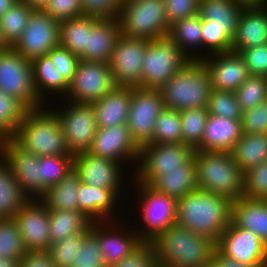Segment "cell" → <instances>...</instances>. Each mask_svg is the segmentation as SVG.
Segmentation results:
<instances>
[{"instance_id": "cell-1", "label": "cell", "mask_w": 267, "mask_h": 267, "mask_svg": "<svg viewBox=\"0 0 267 267\" xmlns=\"http://www.w3.org/2000/svg\"><path fill=\"white\" fill-rule=\"evenodd\" d=\"M232 201L197 189L177 201L176 224L217 243L231 222Z\"/></svg>"}, {"instance_id": "cell-2", "label": "cell", "mask_w": 267, "mask_h": 267, "mask_svg": "<svg viewBox=\"0 0 267 267\" xmlns=\"http://www.w3.org/2000/svg\"><path fill=\"white\" fill-rule=\"evenodd\" d=\"M158 267H209L216 242L177 224L151 241Z\"/></svg>"}, {"instance_id": "cell-3", "label": "cell", "mask_w": 267, "mask_h": 267, "mask_svg": "<svg viewBox=\"0 0 267 267\" xmlns=\"http://www.w3.org/2000/svg\"><path fill=\"white\" fill-rule=\"evenodd\" d=\"M47 106L48 104L27 110L12 139L25 151L39 157L72 155L67 147L59 118Z\"/></svg>"}, {"instance_id": "cell-4", "label": "cell", "mask_w": 267, "mask_h": 267, "mask_svg": "<svg viewBox=\"0 0 267 267\" xmlns=\"http://www.w3.org/2000/svg\"><path fill=\"white\" fill-rule=\"evenodd\" d=\"M160 91L165 108L182 111L207 108L213 87L210 74L201 59H191Z\"/></svg>"}, {"instance_id": "cell-5", "label": "cell", "mask_w": 267, "mask_h": 267, "mask_svg": "<svg viewBox=\"0 0 267 267\" xmlns=\"http://www.w3.org/2000/svg\"><path fill=\"white\" fill-rule=\"evenodd\" d=\"M198 189L222 195L232 202L243 194L244 173L230 152L195 150Z\"/></svg>"}, {"instance_id": "cell-6", "label": "cell", "mask_w": 267, "mask_h": 267, "mask_svg": "<svg viewBox=\"0 0 267 267\" xmlns=\"http://www.w3.org/2000/svg\"><path fill=\"white\" fill-rule=\"evenodd\" d=\"M118 19L125 37L159 39L168 37L171 29L164 0H125Z\"/></svg>"}, {"instance_id": "cell-7", "label": "cell", "mask_w": 267, "mask_h": 267, "mask_svg": "<svg viewBox=\"0 0 267 267\" xmlns=\"http://www.w3.org/2000/svg\"><path fill=\"white\" fill-rule=\"evenodd\" d=\"M195 149L184 143L146 144L131 176L138 183L150 185L166 171L185 170L194 161Z\"/></svg>"}, {"instance_id": "cell-8", "label": "cell", "mask_w": 267, "mask_h": 267, "mask_svg": "<svg viewBox=\"0 0 267 267\" xmlns=\"http://www.w3.org/2000/svg\"><path fill=\"white\" fill-rule=\"evenodd\" d=\"M130 179L134 182L130 184H134L133 186L137 184L134 190H139L137 196L140 197L137 199L140 201H137L140 205L137 210L141 212L142 224L139 226L135 224L136 228H139L136 231L143 242H151L160 233H164L169 227L176 224L178 200L155 191L149 185Z\"/></svg>"}, {"instance_id": "cell-9", "label": "cell", "mask_w": 267, "mask_h": 267, "mask_svg": "<svg viewBox=\"0 0 267 267\" xmlns=\"http://www.w3.org/2000/svg\"><path fill=\"white\" fill-rule=\"evenodd\" d=\"M142 66V88L160 89L190 59L168 36L149 41Z\"/></svg>"}, {"instance_id": "cell-10", "label": "cell", "mask_w": 267, "mask_h": 267, "mask_svg": "<svg viewBox=\"0 0 267 267\" xmlns=\"http://www.w3.org/2000/svg\"><path fill=\"white\" fill-rule=\"evenodd\" d=\"M0 90L16 98L28 110L46 104L36 93L32 62L13 47L0 53Z\"/></svg>"}, {"instance_id": "cell-11", "label": "cell", "mask_w": 267, "mask_h": 267, "mask_svg": "<svg viewBox=\"0 0 267 267\" xmlns=\"http://www.w3.org/2000/svg\"><path fill=\"white\" fill-rule=\"evenodd\" d=\"M116 87L109 63L80 59L74 77L69 83L66 97L61 98L78 103H93Z\"/></svg>"}, {"instance_id": "cell-12", "label": "cell", "mask_w": 267, "mask_h": 267, "mask_svg": "<svg viewBox=\"0 0 267 267\" xmlns=\"http://www.w3.org/2000/svg\"><path fill=\"white\" fill-rule=\"evenodd\" d=\"M68 102L65 101V109L52 110L59 118L70 153L88 152L98 129L94 107L92 103Z\"/></svg>"}, {"instance_id": "cell-13", "label": "cell", "mask_w": 267, "mask_h": 267, "mask_svg": "<svg viewBox=\"0 0 267 267\" xmlns=\"http://www.w3.org/2000/svg\"><path fill=\"white\" fill-rule=\"evenodd\" d=\"M164 109L160 89L132 88L127 126L140 149L146 144H152L156 121Z\"/></svg>"}, {"instance_id": "cell-14", "label": "cell", "mask_w": 267, "mask_h": 267, "mask_svg": "<svg viewBox=\"0 0 267 267\" xmlns=\"http://www.w3.org/2000/svg\"><path fill=\"white\" fill-rule=\"evenodd\" d=\"M0 155L9 164L23 193L30 200L42 199L49 188L41 178L40 157L25 151L12 138L0 141Z\"/></svg>"}, {"instance_id": "cell-15", "label": "cell", "mask_w": 267, "mask_h": 267, "mask_svg": "<svg viewBox=\"0 0 267 267\" xmlns=\"http://www.w3.org/2000/svg\"><path fill=\"white\" fill-rule=\"evenodd\" d=\"M58 46H60V22L43 10H33L27 27L13 48L32 62L34 59L47 56Z\"/></svg>"}, {"instance_id": "cell-16", "label": "cell", "mask_w": 267, "mask_h": 267, "mask_svg": "<svg viewBox=\"0 0 267 267\" xmlns=\"http://www.w3.org/2000/svg\"><path fill=\"white\" fill-rule=\"evenodd\" d=\"M149 39L121 36L109 61L117 87L142 88V66Z\"/></svg>"}, {"instance_id": "cell-17", "label": "cell", "mask_w": 267, "mask_h": 267, "mask_svg": "<svg viewBox=\"0 0 267 267\" xmlns=\"http://www.w3.org/2000/svg\"><path fill=\"white\" fill-rule=\"evenodd\" d=\"M140 148L133 141L127 124L97 129L89 153L119 163L134 164L135 170L140 159ZM133 161V162H132ZM137 161V163H136ZM131 162V163H130Z\"/></svg>"}, {"instance_id": "cell-18", "label": "cell", "mask_w": 267, "mask_h": 267, "mask_svg": "<svg viewBox=\"0 0 267 267\" xmlns=\"http://www.w3.org/2000/svg\"><path fill=\"white\" fill-rule=\"evenodd\" d=\"M27 252H48L51 246L49 208L41 200H29L14 217Z\"/></svg>"}, {"instance_id": "cell-19", "label": "cell", "mask_w": 267, "mask_h": 267, "mask_svg": "<svg viewBox=\"0 0 267 267\" xmlns=\"http://www.w3.org/2000/svg\"><path fill=\"white\" fill-rule=\"evenodd\" d=\"M224 256L246 264H267V245L254 232L232 221L216 243Z\"/></svg>"}, {"instance_id": "cell-20", "label": "cell", "mask_w": 267, "mask_h": 267, "mask_svg": "<svg viewBox=\"0 0 267 267\" xmlns=\"http://www.w3.org/2000/svg\"><path fill=\"white\" fill-rule=\"evenodd\" d=\"M122 163L98 157L89 152L74 155V171L81 182L98 188L112 190L121 198L123 182ZM123 182V183H122Z\"/></svg>"}, {"instance_id": "cell-21", "label": "cell", "mask_w": 267, "mask_h": 267, "mask_svg": "<svg viewBox=\"0 0 267 267\" xmlns=\"http://www.w3.org/2000/svg\"><path fill=\"white\" fill-rule=\"evenodd\" d=\"M112 222L114 221L92 222L91 226V233L99 240L100 249L108 267L128 257L143 243L135 229L128 231L124 230L126 227L119 225L120 229L119 222L117 224Z\"/></svg>"}, {"instance_id": "cell-22", "label": "cell", "mask_w": 267, "mask_h": 267, "mask_svg": "<svg viewBox=\"0 0 267 267\" xmlns=\"http://www.w3.org/2000/svg\"><path fill=\"white\" fill-rule=\"evenodd\" d=\"M267 44V0H249L243 7L231 51Z\"/></svg>"}, {"instance_id": "cell-23", "label": "cell", "mask_w": 267, "mask_h": 267, "mask_svg": "<svg viewBox=\"0 0 267 267\" xmlns=\"http://www.w3.org/2000/svg\"><path fill=\"white\" fill-rule=\"evenodd\" d=\"M201 61L210 74L213 89L235 92L250 76L244 60L237 52L229 51L204 56Z\"/></svg>"}, {"instance_id": "cell-24", "label": "cell", "mask_w": 267, "mask_h": 267, "mask_svg": "<svg viewBox=\"0 0 267 267\" xmlns=\"http://www.w3.org/2000/svg\"><path fill=\"white\" fill-rule=\"evenodd\" d=\"M121 36L118 17L100 18L88 33L87 46L79 58L85 61L109 63Z\"/></svg>"}, {"instance_id": "cell-25", "label": "cell", "mask_w": 267, "mask_h": 267, "mask_svg": "<svg viewBox=\"0 0 267 267\" xmlns=\"http://www.w3.org/2000/svg\"><path fill=\"white\" fill-rule=\"evenodd\" d=\"M132 100V88L116 87L102 99L92 103L98 129L127 124Z\"/></svg>"}, {"instance_id": "cell-26", "label": "cell", "mask_w": 267, "mask_h": 267, "mask_svg": "<svg viewBox=\"0 0 267 267\" xmlns=\"http://www.w3.org/2000/svg\"><path fill=\"white\" fill-rule=\"evenodd\" d=\"M77 198L79 211L92 222L116 219V217H113L115 212L114 214L112 213L113 211L117 212L115 207L121 201L118 200L119 197L112 190L98 188L81 182Z\"/></svg>"}, {"instance_id": "cell-27", "label": "cell", "mask_w": 267, "mask_h": 267, "mask_svg": "<svg viewBox=\"0 0 267 267\" xmlns=\"http://www.w3.org/2000/svg\"><path fill=\"white\" fill-rule=\"evenodd\" d=\"M242 134L241 121L209 115L202 143L195 150L230 152Z\"/></svg>"}, {"instance_id": "cell-28", "label": "cell", "mask_w": 267, "mask_h": 267, "mask_svg": "<svg viewBox=\"0 0 267 267\" xmlns=\"http://www.w3.org/2000/svg\"><path fill=\"white\" fill-rule=\"evenodd\" d=\"M231 221L254 232L267 245V200L240 197L233 201Z\"/></svg>"}, {"instance_id": "cell-29", "label": "cell", "mask_w": 267, "mask_h": 267, "mask_svg": "<svg viewBox=\"0 0 267 267\" xmlns=\"http://www.w3.org/2000/svg\"><path fill=\"white\" fill-rule=\"evenodd\" d=\"M149 186L177 200L196 191L198 186L195 160L185 170L166 171Z\"/></svg>"}, {"instance_id": "cell-30", "label": "cell", "mask_w": 267, "mask_h": 267, "mask_svg": "<svg viewBox=\"0 0 267 267\" xmlns=\"http://www.w3.org/2000/svg\"><path fill=\"white\" fill-rule=\"evenodd\" d=\"M169 37L178 45V47L190 60L201 59L204 57L203 53L198 54L196 50L199 47L198 51L202 48L199 52L202 50L204 51L202 39V18L199 13L172 24Z\"/></svg>"}, {"instance_id": "cell-31", "label": "cell", "mask_w": 267, "mask_h": 267, "mask_svg": "<svg viewBox=\"0 0 267 267\" xmlns=\"http://www.w3.org/2000/svg\"><path fill=\"white\" fill-rule=\"evenodd\" d=\"M29 200L9 164L0 155V219L14 218Z\"/></svg>"}, {"instance_id": "cell-32", "label": "cell", "mask_w": 267, "mask_h": 267, "mask_svg": "<svg viewBox=\"0 0 267 267\" xmlns=\"http://www.w3.org/2000/svg\"><path fill=\"white\" fill-rule=\"evenodd\" d=\"M32 67L35 90L44 103L47 92L51 94L54 92L55 95H63L62 97H65L69 84L63 79L48 55L34 59Z\"/></svg>"}, {"instance_id": "cell-33", "label": "cell", "mask_w": 267, "mask_h": 267, "mask_svg": "<svg viewBox=\"0 0 267 267\" xmlns=\"http://www.w3.org/2000/svg\"><path fill=\"white\" fill-rule=\"evenodd\" d=\"M230 153L243 173L257 167L267 160V133L242 134Z\"/></svg>"}, {"instance_id": "cell-34", "label": "cell", "mask_w": 267, "mask_h": 267, "mask_svg": "<svg viewBox=\"0 0 267 267\" xmlns=\"http://www.w3.org/2000/svg\"><path fill=\"white\" fill-rule=\"evenodd\" d=\"M51 245L80 232H91L92 221L80 211L49 210Z\"/></svg>"}, {"instance_id": "cell-35", "label": "cell", "mask_w": 267, "mask_h": 267, "mask_svg": "<svg viewBox=\"0 0 267 267\" xmlns=\"http://www.w3.org/2000/svg\"><path fill=\"white\" fill-rule=\"evenodd\" d=\"M81 184L79 175L73 170L59 183L50 187L41 199L49 210L79 211L78 190Z\"/></svg>"}, {"instance_id": "cell-36", "label": "cell", "mask_w": 267, "mask_h": 267, "mask_svg": "<svg viewBox=\"0 0 267 267\" xmlns=\"http://www.w3.org/2000/svg\"><path fill=\"white\" fill-rule=\"evenodd\" d=\"M249 0H200L199 14L209 25L237 26L240 13Z\"/></svg>"}, {"instance_id": "cell-37", "label": "cell", "mask_w": 267, "mask_h": 267, "mask_svg": "<svg viewBox=\"0 0 267 267\" xmlns=\"http://www.w3.org/2000/svg\"><path fill=\"white\" fill-rule=\"evenodd\" d=\"M99 17H82L60 22V46L79 56L87 46L88 33Z\"/></svg>"}, {"instance_id": "cell-38", "label": "cell", "mask_w": 267, "mask_h": 267, "mask_svg": "<svg viewBox=\"0 0 267 267\" xmlns=\"http://www.w3.org/2000/svg\"><path fill=\"white\" fill-rule=\"evenodd\" d=\"M32 8L18 0L2 17L0 28L8 44L13 47L29 23Z\"/></svg>"}, {"instance_id": "cell-39", "label": "cell", "mask_w": 267, "mask_h": 267, "mask_svg": "<svg viewBox=\"0 0 267 267\" xmlns=\"http://www.w3.org/2000/svg\"><path fill=\"white\" fill-rule=\"evenodd\" d=\"M27 108L0 90V139L12 138L23 122Z\"/></svg>"}, {"instance_id": "cell-40", "label": "cell", "mask_w": 267, "mask_h": 267, "mask_svg": "<svg viewBox=\"0 0 267 267\" xmlns=\"http://www.w3.org/2000/svg\"><path fill=\"white\" fill-rule=\"evenodd\" d=\"M183 143L196 149L203 140L209 118L207 108H193L180 111Z\"/></svg>"}, {"instance_id": "cell-41", "label": "cell", "mask_w": 267, "mask_h": 267, "mask_svg": "<svg viewBox=\"0 0 267 267\" xmlns=\"http://www.w3.org/2000/svg\"><path fill=\"white\" fill-rule=\"evenodd\" d=\"M27 253L14 218L0 219V257L21 260Z\"/></svg>"}, {"instance_id": "cell-42", "label": "cell", "mask_w": 267, "mask_h": 267, "mask_svg": "<svg viewBox=\"0 0 267 267\" xmlns=\"http://www.w3.org/2000/svg\"><path fill=\"white\" fill-rule=\"evenodd\" d=\"M236 27L209 25V20H202L203 48L205 53L207 50L205 56L231 51Z\"/></svg>"}, {"instance_id": "cell-43", "label": "cell", "mask_w": 267, "mask_h": 267, "mask_svg": "<svg viewBox=\"0 0 267 267\" xmlns=\"http://www.w3.org/2000/svg\"><path fill=\"white\" fill-rule=\"evenodd\" d=\"M152 143H183L180 111L165 108L161 112L155 124Z\"/></svg>"}, {"instance_id": "cell-44", "label": "cell", "mask_w": 267, "mask_h": 267, "mask_svg": "<svg viewBox=\"0 0 267 267\" xmlns=\"http://www.w3.org/2000/svg\"><path fill=\"white\" fill-rule=\"evenodd\" d=\"M244 112L267 100V77L250 75L235 91Z\"/></svg>"}, {"instance_id": "cell-45", "label": "cell", "mask_w": 267, "mask_h": 267, "mask_svg": "<svg viewBox=\"0 0 267 267\" xmlns=\"http://www.w3.org/2000/svg\"><path fill=\"white\" fill-rule=\"evenodd\" d=\"M90 232H80L53 243L49 248V255L56 267H72L80 251L84 238Z\"/></svg>"}, {"instance_id": "cell-46", "label": "cell", "mask_w": 267, "mask_h": 267, "mask_svg": "<svg viewBox=\"0 0 267 267\" xmlns=\"http://www.w3.org/2000/svg\"><path fill=\"white\" fill-rule=\"evenodd\" d=\"M41 178L50 188L74 170V155L41 156Z\"/></svg>"}, {"instance_id": "cell-47", "label": "cell", "mask_w": 267, "mask_h": 267, "mask_svg": "<svg viewBox=\"0 0 267 267\" xmlns=\"http://www.w3.org/2000/svg\"><path fill=\"white\" fill-rule=\"evenodd\" d=\"M209 115L241 121L243 111L235 92L213 89L207 106Z\"/></svg>"}, {"instance_id": "cell-48", "label": "cell", "mask_w": 267, "mask_h": 267, "mask_svg": "<svg viewBox=\"0 0 267 267\" xmlns=\"http://www.w3.org/2000/svg\"><path fill=\"white\" fill-rule=\"evenodd\" d=\"M242 197L267 200V160L244 172Z\"/></svg>"}, {"instance_id": "cell-49", "label": "cell", "mask_w": 267, "mask_h": 267, "mask_svg": "<svg viewBox=\"0 0 267 267\" xmlns=\"http://www.w3.org/2000/svg\"><path fill=\"white\" fill-rule=\"evenodd\" d=\"M72 267H108L101 252L99 240L91 232L84 238Z\"/></svg>"}, {"instance_id": "cell-50", "label": "cell", "mask_w": 267, "mask_h": 267, "mask_svg": "<svg viewBox=\"0 0 267 267\" xmlns=\"http://www.w3.org/2000/svg\"><path fill=\"white\" fill-rule=\"evenodd\" d=\"M42 10L59 22L84 16L81 0H48Z\"/></svg>"}, {"instance_id": "cell-51", "label": "cell", "mask_w": 267, "mask_h": 267, "mask_svg": "<svg viewBox=\"0 0 267 267\" xmlns=\"http://www.w3.org/2000/svg\"><path fill=\"white\" fill-rule=\"evenodd\" d=\"M243 134L267 133V100L242 113Z\"/></svg>"}, {"instance_id": "cell-52", "label": "cell", "mask_w": 267, "mask_h": 267, "mask_svg": "<svg viewBox=\"0 0 267 267\" xmlns=\"http://www.w3.org/2000/svg\"><path fill=\"white\" fill-rule=\"evenodd\" d=\"M48 56L51 58L52 63L57 67L63 79L69 84L74 77L77 66L79 64V56L73 54L68 49L58 46L53 48Z\"/></svg>"}, {"instance_id": "cell-53", "label": "cell", "mask_w": 267, "mask_h": 267, "mask_svg": "<svg viewBox=\"0 0 267 267\" xmlns=\"http://www.w3.org/2000/svg\"><path fill=\"white\" fill-rule=\"evenodd\" d=\"M250 75L267 77V44L240 50Z\"/></svg>"}, {"instance_id": "cell-54", "label": "cell", "mask_w": 267, "mask_h": 267, "mask_svg": "<svg viewBox=\"0 0 267 267\" xmlns=\"http://www.w3.org/2000/svg\"><path fill=\"white\" fill-rule=\"evenodd\" d=\"M166 18L171 26L199 13L200 0H164Z\"/></svg>"}, {"instance_id": "cell-55", "label": "cell", "mask_w": 267, "mask_h": 267, "mask_svg": "<svg viewBox=\"0 0 267 267\" xmlns=\"http://www.w3.org/2000/svg\"><path fill=\"white\" fill-rule=\"evenodd\" d=\"M84 15L116 18L125 0H81Z\"/></svg>"}, {"instance_id": "cell-56", "label": "cell", "mask_w": 267, "mask_h": 267, "mask_svg": "<svg viewBox=\"0 0 267 267\" xmlns=\"http://www.w3.org/2000/svg\"><path fill=\"white\" fill-rule=\"evenodd\" d=\"M109 267H158L152 243L143 242L128 257Z\"/></svg>"}, {"instance_id": "cell-57", "label": "cell", "mask_w": 267, "mask_h": 267, "mask_svg": "<svg viewBox=\"0 0 267 267\" xmlns=\"http://www.w3.org/2000/svg\"><path fill=\"white\" fill-rule=\"evenodd\" d=\"M19 267H56L48 252H27Z\"/></svg>"}, {"instance_id": "cell-58", "label": "cell", "mask_w": 267, "mask_h": 267, "mask_svg": "<svg viewBox=\"0 0 267 267\" xmlns=\"http://www.w3.org/2000/svg\"><path fill=\"white\" fill-rule=\"evenodd\" d=\"M209 267H267V264H246L222 255L217 249Z\"/></svg>"}, {"instance_id": "cell-59", "label": "cell", "mask_w": 267, "mask_h": 267, "mask_svg": "<svg viewBox=\"0 0 267 267\" xmlns=\"http://www.w3.org/2000/svg\"><path fill=\"white\" fill-rule=\"evenodd\" d=\"M33 10H42L47 4L48 0H20Z\"/></svg>"}, {"instance_id": "cell-60", "label": "cell", "mask_w": 267, "mask_h": 267, "mask_svg": "<svg viewBox=\"0 0 267 267\" xmlns=\"http://www.w3.org/2000/svg\"><path fill=\"white\" fill-rule=\"evenodd\" d=\"M18 0H0V17H2Z\"/></svg>"}, {"instance_id": "cell-61", "label": "cell", "mask_w": 267, "mask_h": 267, "mask_svg": "<svg viewBox=\"0 0 267 267\" xmlns=\"http://www.w3.org/2000/svg\"><path fill=\"white\" fill-rule=\"evenodd\" d=\"M20 260H13L0 257V267H19Z\"/></svg>"}, {"instance_id": "cell-62", "label": "cell", "mask_w": 267, "mask_h": 267, "mask_svg": "<svg viewBox=\"0 0 267 267\" xmlns=\"http://www.w3.org/2000/svg\"><path fill=\"white\" fill-rule=\"evenodd\" d=\"M11 48V46L8 44V42L6 41L3 32L1 31L0 28V53L7 51Z\"/></svg>"}]
</instances>
